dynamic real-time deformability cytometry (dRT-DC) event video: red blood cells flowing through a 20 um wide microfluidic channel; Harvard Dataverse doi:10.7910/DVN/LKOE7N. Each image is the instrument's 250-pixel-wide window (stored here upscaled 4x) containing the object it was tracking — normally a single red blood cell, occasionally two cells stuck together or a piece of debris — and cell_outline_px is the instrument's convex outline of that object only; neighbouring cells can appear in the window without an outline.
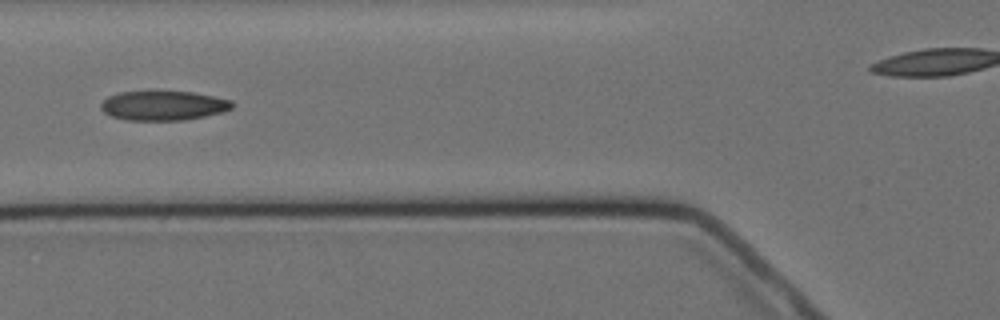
{"species": "Egyptian fruit bat (a non-hibernating species)", "species_latin": "Rousettus aegyptiacus", "temperature_condition": "cold", "stored_images_in_passage": 7, "segment_of_instrument_passage": [1, 2], "camera_frame_rate_fps": 3000, "um_per_image_px": 0.085, "animal": {"sex": "female"}, "frame": {"image": 1, "passage_image": 5, "time_ms": 4.667, "image_size_px": [1000, 320], "cell_outline_px": [[236, 104], [232, 108], [224, 112], [184, 120], [128, 120], [112, 116], [104, 112], [100, 108], [100, 104], [108, 96], [120, 92], [152, 88], [156, 88], [192, 92], [232, 100]], "centroid_in_image_um": [13.88, 8.92], "position_along_channel_um": 111.9, "area_um2": 23.52}}
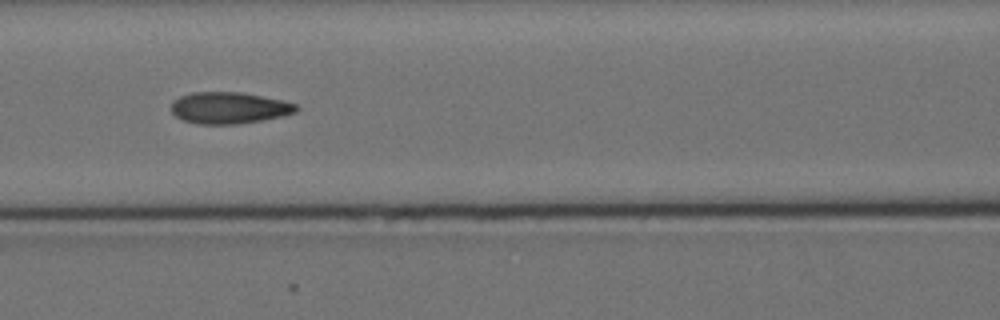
{"frame": {"image": 2, "passage_image": 6, "time_ms": 5.667, "image_size_px": [1000, 320], "cell_outline_px": [[300, 108], [296, 112], [284, 116], [236, 124], [196, 124], [184, 120], [176, 116], [172, 112], [172, 100], [180, 96], [192, 92], [240, 92], [280, 100], [296, 104]], "centroid_in_image_um": [19.46, 9.17], "position_along_channel_um": 147.1, "area_um2": 22.89}}